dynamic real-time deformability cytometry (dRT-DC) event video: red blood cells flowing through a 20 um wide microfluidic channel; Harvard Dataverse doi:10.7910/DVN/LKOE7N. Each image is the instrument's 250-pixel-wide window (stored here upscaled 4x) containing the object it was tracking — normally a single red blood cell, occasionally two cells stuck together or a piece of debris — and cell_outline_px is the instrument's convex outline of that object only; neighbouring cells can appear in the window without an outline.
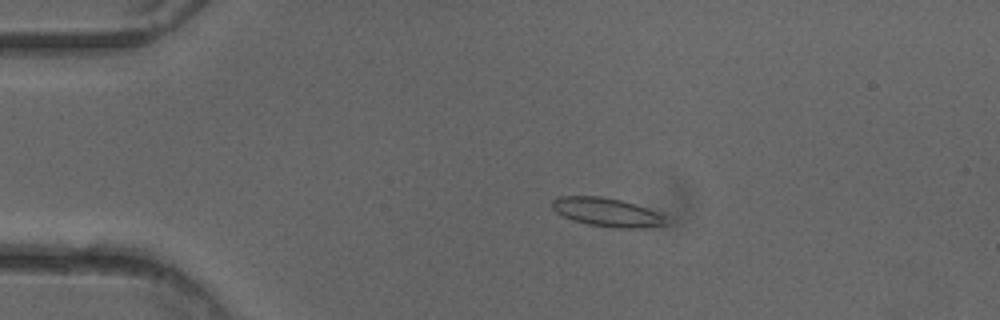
{"species": "common noctule bat (a hibernating species)", "species_latin": "Nyctalus noctula", "temperature_condition": "cold", "stored_images_in_passage": 34, "camera_frame_rate_fps": 3000, "um_per_image_px": 0.085, "animal": {"sex": "female"}, "frame": {"image": 1, "passage_image": 1, "time_ms": 0.0, "image_size_px": [1000, 320], "cell_outline_px": [[668, 224], [640, 228], [616, 228], [588, 224], [572, 220], [556, 212], [552, 208], [552, 200], [560, 196], [600, 196], [620, 200], [644, 208], [664, 216]], "centroid_in_image_um": [51.53, 18.04], "position_along_channel_um": 33.5, "area_um2": 18.61}}
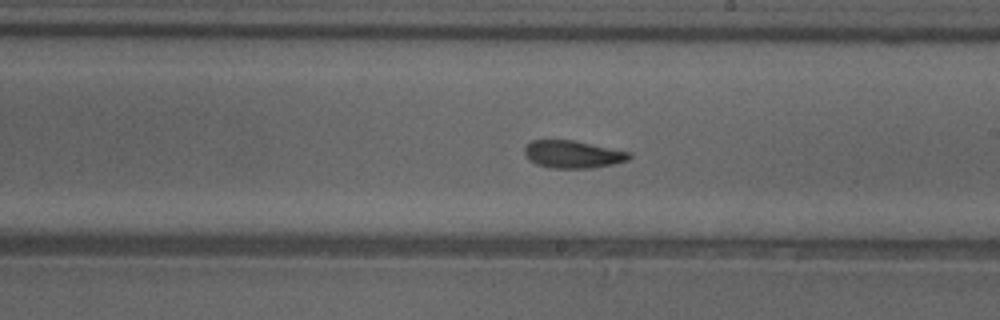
{"frame": {"image": 2, "passage_image": 20, "time_ms": 6.333, "image_size_px": [1000, 320], "cell_outline_px": [[632, 156], [628, 160], [612, 164], [592, 168], [552, 168], [536, 164], [524, 152], [524, 148], [532, 140], [572, 140], [632, 152]], "centroid_in_image_um": [48.73, 13.11], "position_along_channel_um": 240.3, "area_um2": 16.65}}
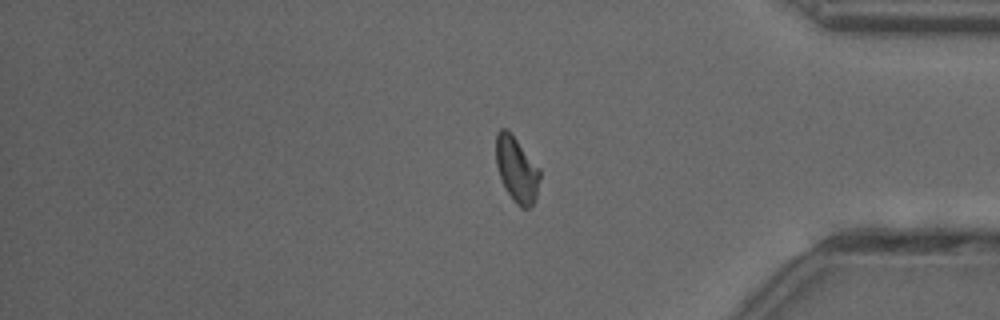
{"frame": {"image": 3, "passage_image": 33, "time_ms": 10.667, "image_size_px": [1000, 320], "cell_outline_px": [[540, 180], [536, 200], [528, 208], [520, 208], [516, 204], [508, 192], [500, 176], [496, 164], [496, 132], [500, 128], [504, 128], [516, 140], [540, 168]], "centroid_in_image_um": [43.93, 14.43], "position_along_channel_um": 391.3, "area_um2": 16.47}, "authors_computed_cell_mechanics": {"area_um2": 17.0799, "velocity_mm_per_s": 4.0039, "shape_relaxation_time_tau1_ms": null, "shape_relaxation_time_tau2_ms": 1.7856, "deformation_change_tau1": null, "deformation_change_tau2": 0.0671}}